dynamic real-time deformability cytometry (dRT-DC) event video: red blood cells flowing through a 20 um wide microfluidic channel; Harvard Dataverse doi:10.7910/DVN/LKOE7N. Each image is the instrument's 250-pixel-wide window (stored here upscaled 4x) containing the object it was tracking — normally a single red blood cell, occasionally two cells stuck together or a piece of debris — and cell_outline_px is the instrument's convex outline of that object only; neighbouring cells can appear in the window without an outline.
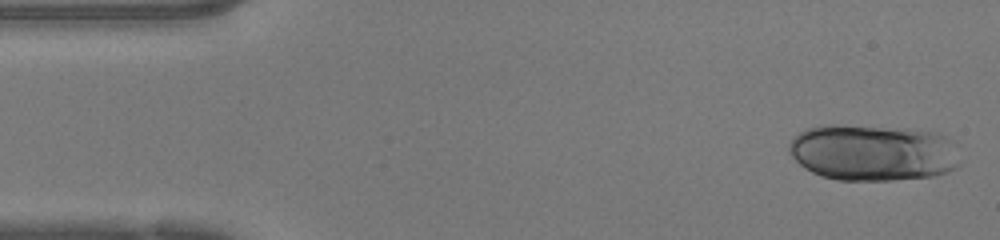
{"species": "human", "species_latin": "Homo sapiens", "temperature_condition": "warm", "stored_images_in_passage": 45, "segment_of_instrument_passage": [1, 2], "camera_frame_rate_fps": 3000, "um_per_image_px": 0.085, "donor": {"sex": "female"}, "frame": {"image": 1, "passage_image": 1, "time_ms": 0.0, "image_size_px": [1000, 240], "cell_outline_px": [[960, 164], [956, 168], [948, 172], [936, 176], [892, 180], [836, 180], [820, 176], [804, 168], [788, 152], [788, 144], [800, 132], [808, 128], [820, 124], [840, 124], [904, 128], [940, 132], [944, 136]], "centroid_in_image_um": [74.13, 12.96], "position_along_channel_um": 10.9, "area_um2": 56.47}}
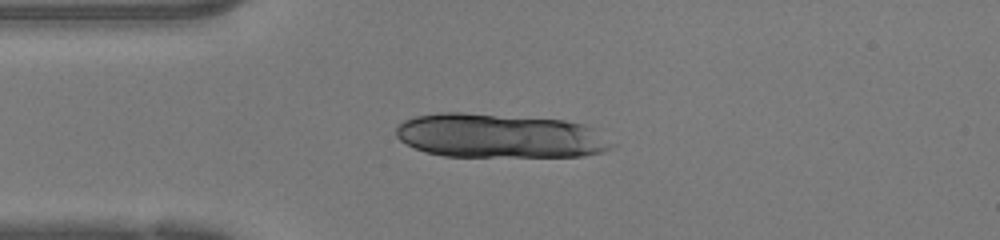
{"frame": {"image": 2, "passage_image": 10, "time_ms": 3.0, "image_size_px": [1000, 240], "cell_outline_px": [[616, 144], [612, 148], [600, 152], [584, 156], [444, 156], [424, 152], [400, 140], [396, 136], [396, 128], [404, 120], [416, 116], [440, 112], [464, 112], [564, 120], [584, 124], [596, 128]], "centroid_in_image_um": [42.51, 11.54], "position_along_channel_um": 42.5, "area_um2": 55.78}}